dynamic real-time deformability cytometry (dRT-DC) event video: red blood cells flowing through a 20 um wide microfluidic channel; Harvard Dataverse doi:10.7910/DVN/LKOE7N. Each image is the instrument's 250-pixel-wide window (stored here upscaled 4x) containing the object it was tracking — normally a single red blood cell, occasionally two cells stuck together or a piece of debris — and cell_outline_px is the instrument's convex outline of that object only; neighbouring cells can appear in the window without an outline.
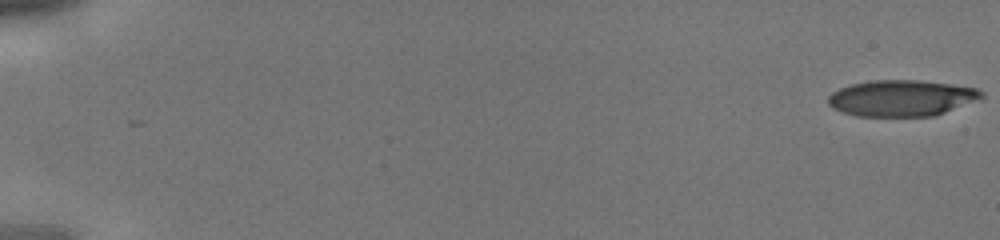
{"species": "human", "species_latin": "Homo sapiens", "temperature_condition": "cold", "stored_images_in_passage": 43, "camera_frame_rate_fps": 3000, "um_per_image_px": 0.085, "donor": {"sex": "male"}, "frame": {"image": 1, "passage_image": 1, "time_ms": 0.0, "image_size_px": [1000, 240], "cell_outline_px": [[984, 96], [944, 112], [932, 116], [856, 116], [832, 108], [828, 104], [828, 96], [832, 92], [840, 88], [852, 84], [872, 80], [920, 80], [976, 88], [984, 92]], "centroid_in_image_um": [76.57, 8.33], "position_along_channel_um": 8.4, "area_um2": 31.96}}
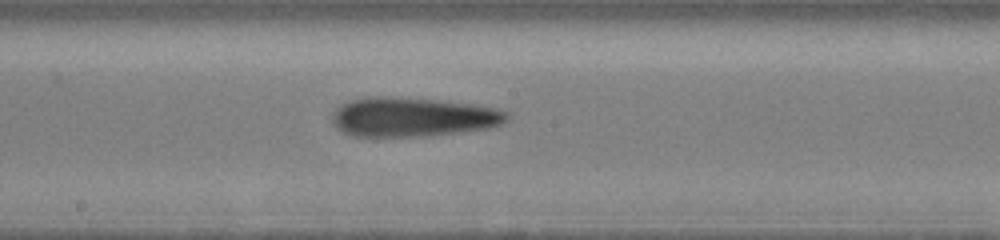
{"frame": {"image": 2, "passage_image": 25, "time_ms": 8.0, "image_size_px": [1000, 240], "cell_outline_px": [[508, 116], [500, 124], [488, 128], [424, 136], [352, 136], [336, 128], [332, 124], [332, 112], [340, 104], [352, 100], [368, 96], [388, 96], [440, 100], [476, 104], [496, 108], [508, 112]], "centroid_in_image_um": [35.03, 9.93], "position_along_channel_um": 213.2, "area_um2": 40.06}}
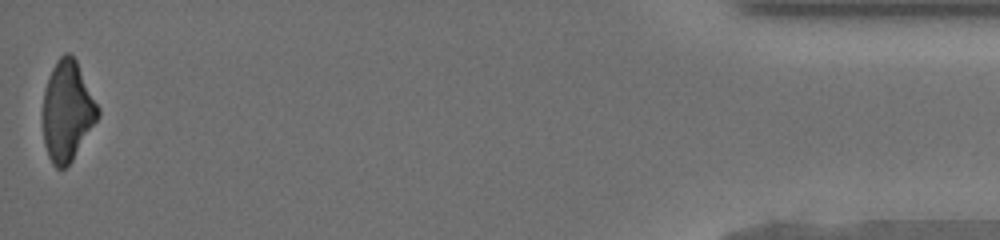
{"frame": {"image": 3, "passage_image": 43, "time_ms": 14.0, "image_size_px": [1000, 240], "cell_outline_px": [[100, 116], [72, 160], [64, 168], [56, 168], [52, 164], [48, 156], [44, 144], [44, 88], [52, 68], [56, 60], [64, 52], [68, 52], [76, 60], [100, 108]], "centroid_in_image_um": [5.74, 9.42], "position_along_channel_um": 429.5, "area_um2": 31.96}}